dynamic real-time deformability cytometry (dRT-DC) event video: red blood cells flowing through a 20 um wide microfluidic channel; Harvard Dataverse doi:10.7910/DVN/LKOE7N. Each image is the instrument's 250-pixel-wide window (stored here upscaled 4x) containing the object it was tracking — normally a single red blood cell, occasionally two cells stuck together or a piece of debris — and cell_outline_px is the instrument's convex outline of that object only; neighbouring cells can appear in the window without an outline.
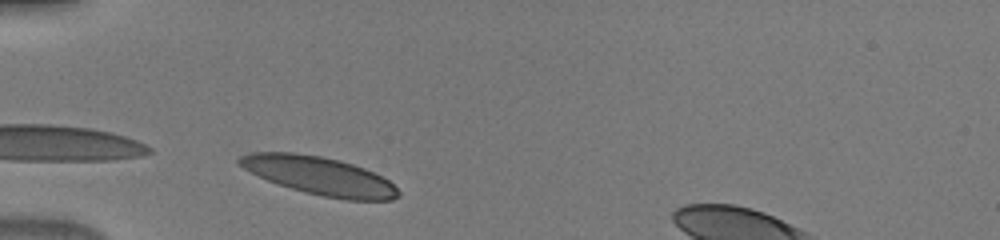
{"species": "human", "species_latin": "Homo sapiens", "temperature_condition": "warm", "stored_images_in_passage": 27, "camera_frame_rate_fps": 3000, "um_per_image_px": 0.085, "donor": {"sex": "male"}, "frame": {"image": 1, "passage_image": 1, "time_ms": 0.0, "image_size_px": [1000, 240], "cell_outline_px": [[400, 196], [392, 200], [344, 200], [304, 192], [268, 180], [236, 164], [236, 160], [240, 156], [248, 152], [292, 152], [320, 156], [340, 160], [364, 168], [388, 180], [400, 192]], "centroid_in_image_um": [27.14, 14.93], "position_along_channel_um": 57.9, "area_um2": 35.08}}